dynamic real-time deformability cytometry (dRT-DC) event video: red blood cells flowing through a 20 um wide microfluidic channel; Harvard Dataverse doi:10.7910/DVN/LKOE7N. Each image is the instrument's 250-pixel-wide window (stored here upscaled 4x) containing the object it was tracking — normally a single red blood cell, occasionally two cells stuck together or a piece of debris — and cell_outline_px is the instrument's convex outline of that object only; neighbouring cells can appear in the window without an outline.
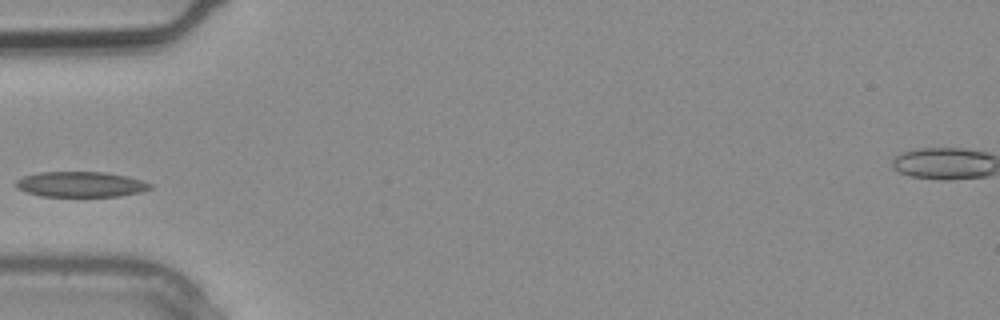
{"species": "common noctule bat (a hibernating species)", "species_latin": "Nyctalus noctula", "temperature_condition": "warm", "stored_images_in_passage": 1, "camera_frame_rate_fps": 3000, "um_per_image_px": 0.085, "animal": {"sex": "male", "body_mass_g": 20.4}, "frame": {"image": 1, "passage_image": 1, "time_ms": 0.0, "image_size_px": [1000, 320], "cell_outline_px": [[152, 188], [140, 192], [116, 196], [40, 196], [16, 188], [16, 180], [24, 176], [40, 172], [104, 172], [128, 176], [152, 184]], "centroid_in_image_um": [6.86, 15.66], "position_along_channel_um": 78.1, "area_um2": 19.71}}